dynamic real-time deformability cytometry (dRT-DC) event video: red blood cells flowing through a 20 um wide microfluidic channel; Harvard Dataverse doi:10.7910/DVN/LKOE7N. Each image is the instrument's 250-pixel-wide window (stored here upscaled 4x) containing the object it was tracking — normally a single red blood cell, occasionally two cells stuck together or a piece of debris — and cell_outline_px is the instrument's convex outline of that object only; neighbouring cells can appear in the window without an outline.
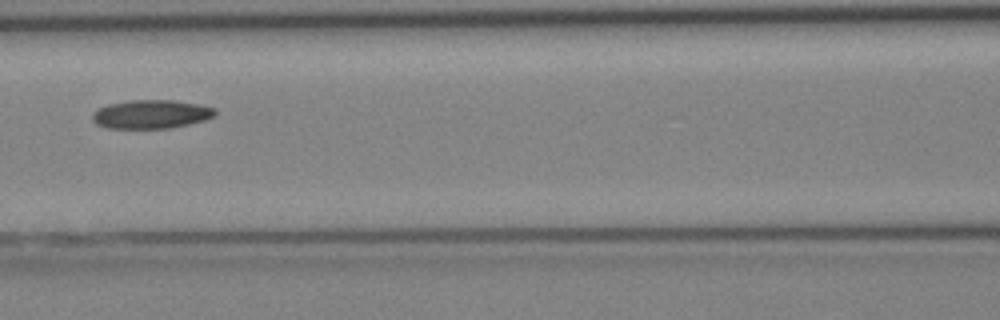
{"species": "Egyptian fruit bat (a non-hibernating species)", "species_latin": "Rousettus aegyptiacus", "temperature_condition": "cold", "stored_images_in_passage": 4, "camera_frame_rate_fps": 3000, "um_per_image_px": 0.085, "animal": {"sex": "female"}, "frame": {"image": 1, "passage_image": 4, "time_ms": 4.333, "image_size_px": [1000, 320], "cell_outline_px": [[216, 116], [204, 120], [172, 128], [108, 128], [96, 124], [92, 120], [92, 112], [108, 104], [128, 100], [176, 100], [216, 108]], "centroid_in_image_um": [12.85, 9.7], "position_along_channel_um": 153.8, "area_um2": 20.58}}